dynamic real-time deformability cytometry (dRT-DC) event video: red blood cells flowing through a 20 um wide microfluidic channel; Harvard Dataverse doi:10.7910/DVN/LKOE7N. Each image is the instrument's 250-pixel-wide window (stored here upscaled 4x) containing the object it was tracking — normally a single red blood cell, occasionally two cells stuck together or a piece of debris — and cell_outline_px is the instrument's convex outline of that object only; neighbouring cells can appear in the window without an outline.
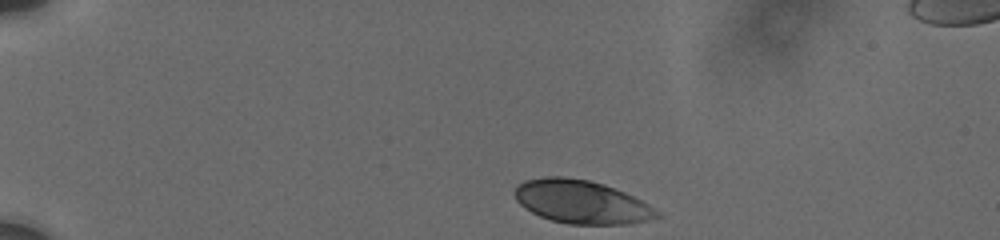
{"species": "human", "species_latin": "Homo sapiens", "temperature_condition": "cold", "stored_images_in_passage": 4, "camera_frame_rate_fps": 3000, "um_per_image_px": 0.085, "donor": {"sex": "male"}, "frame": {"image": 1, "passage_image": 1, "time_ms": 0.0, "image_size_px": [1000, 240], "cell_outline_px": [[660, 216], [648, 220], [628, 224], [568, 224], [552, 220], [540, 216], [524, 208], [516, 200], [512, 192], [516, 184], [524, 180], [544, 176], [564, 176], [588, 180], [604, 184], [624, 192], [648, 204], [660, 212]], "centroid_in_image_um": [49.36, 17.14], "position_along_channel_um": 35.6, "area_um2": 36.07}}
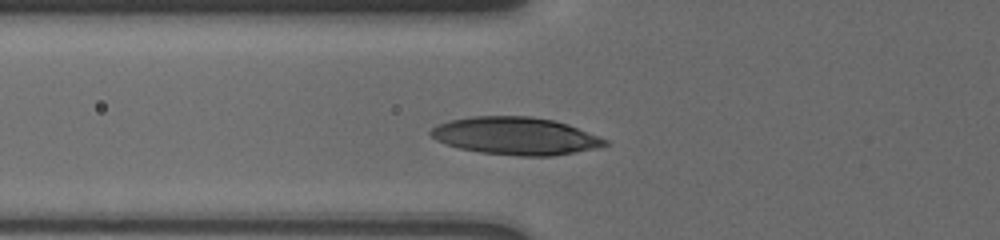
{"frame": {"image": 2, "passage_image": 4, "time_ms": 3.333, "image_size_px": [1000, 240], "cell_outline_px": [[608, 144], [600, 148], [552, 156], [520, 156], [480, 152], [460, 148], [436, 140], [428, 132], [436, 124], [452, 120], [472, 116], [532, 116], [556, 120], [568, 124], [600, 136], [608, 140]], "centroid_in_image_um": [43.87, 11.55], "position_along_channel_um": 81.9, "area_um2": 38.32}}